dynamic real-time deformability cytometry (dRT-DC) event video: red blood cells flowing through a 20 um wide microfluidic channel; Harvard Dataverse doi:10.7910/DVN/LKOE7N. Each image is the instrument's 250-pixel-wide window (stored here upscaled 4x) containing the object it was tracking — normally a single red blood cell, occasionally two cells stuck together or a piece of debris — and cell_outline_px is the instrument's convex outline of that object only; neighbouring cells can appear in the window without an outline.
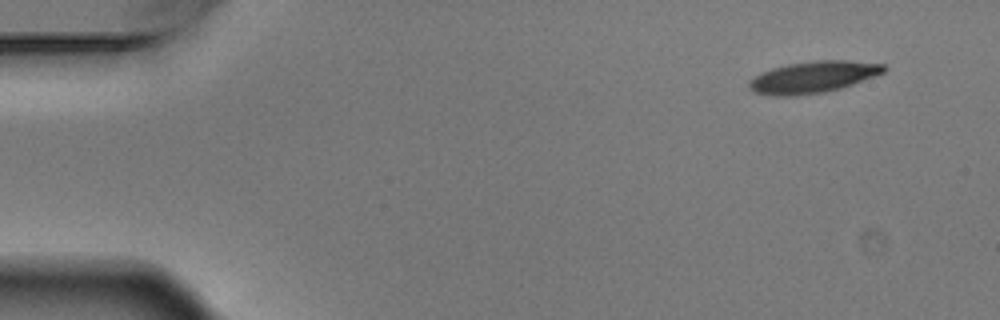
{"species": "Egyptian fruit bat (a non-hibernating species)", "species_latin": "Rousettus aegyptiacus", "temperature_condition": "warm", "stored_images_in_passage": 4, "camera_frame_rate_fps": 3000, "um_per_image_px": 0.085, "animal": {"sex": "male"}, "frame": {"image": 1, "passage_image": 1, "time_ms": 0.0, "image_size_px": [1000, 320], "cell_outline_px": [[888, 68], [884, 72], [852, 84], [840, 88], [824, 92], [792, 96], [776, 96], [756, 92], [748, 88], [748, 80], [772, 68], [788, 64], [816, 60], [844, 60], [884, 64]], "centroid_in_image_um": [69.11, 6.55], "position_along_channel_um": 15.9, "area_um2": 24.57}}
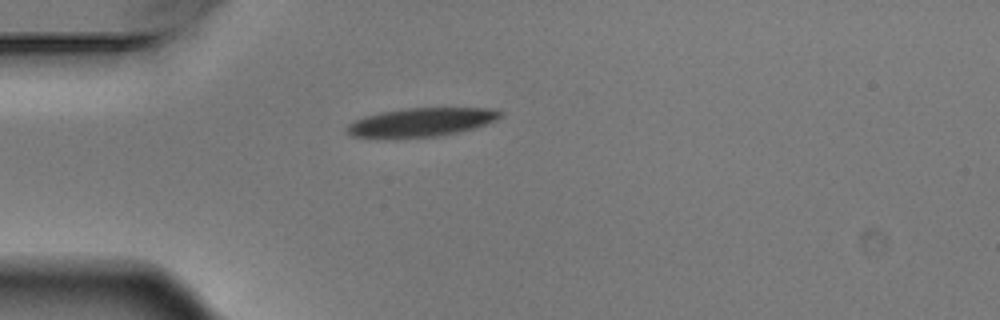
{"frame": {"image": 2, "passage_image": 4, "time_ms": 1.0, "image_size_px": [1000, 320], "cell_outline_px": [[500, 116], [496, 120], [472, 128], [440, 136], [352, 136], [348, 132], [348, 124], [364, 116], [380, 112], [408, 108], [488, 108], [500, 112]], "centroid_in_image_um": [35.82, 10.36], "position_along_channel_um": 49.2, "area_um2": 24.51}}